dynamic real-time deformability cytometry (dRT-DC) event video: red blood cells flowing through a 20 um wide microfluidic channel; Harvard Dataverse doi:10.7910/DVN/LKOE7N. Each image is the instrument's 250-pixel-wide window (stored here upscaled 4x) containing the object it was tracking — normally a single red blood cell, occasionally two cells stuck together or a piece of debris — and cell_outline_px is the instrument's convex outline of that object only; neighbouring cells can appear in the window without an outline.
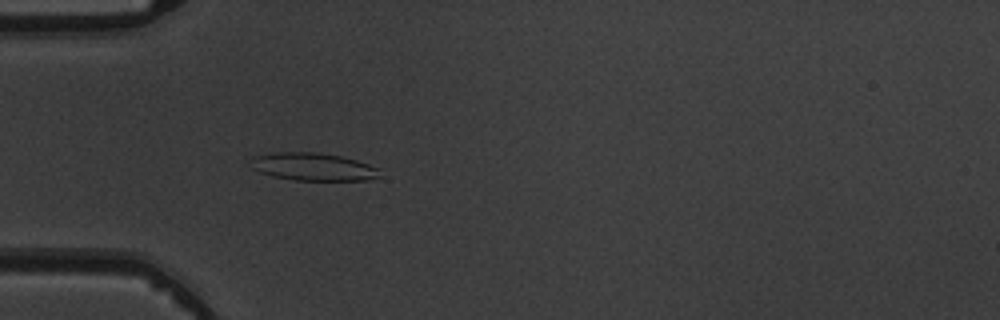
{"species": "common noctule bat (a hibernating species)", "species_latin": "Nyctalus noctula", "temperature_condition": "warm", "stored_images_in_passage": 4, "camera_frame_rate_fps": 3000, "um_per_image_px": 0.085, "animal": {"sex": "male", "body_mass_g": 19.5, "forearm_length_mm": 54.6}, "frame": {"image": 1, "passage_image": 4, "time_ms": 3.667, "image_size_px": [1000, 320], "cell_outline_px": [[380, 176], [368, 180], [296, 180], [272, 176], [260, 172], [252, 168], [248, 160], [252, 156], [272, 152], [316, 152], [340, 156], [356, 160], [368, 164], [376, 168]], "centroid_in_image_um": [26.53, 14.16], "position_along_channel_um": 58.5, "area_um2": 20.87}}